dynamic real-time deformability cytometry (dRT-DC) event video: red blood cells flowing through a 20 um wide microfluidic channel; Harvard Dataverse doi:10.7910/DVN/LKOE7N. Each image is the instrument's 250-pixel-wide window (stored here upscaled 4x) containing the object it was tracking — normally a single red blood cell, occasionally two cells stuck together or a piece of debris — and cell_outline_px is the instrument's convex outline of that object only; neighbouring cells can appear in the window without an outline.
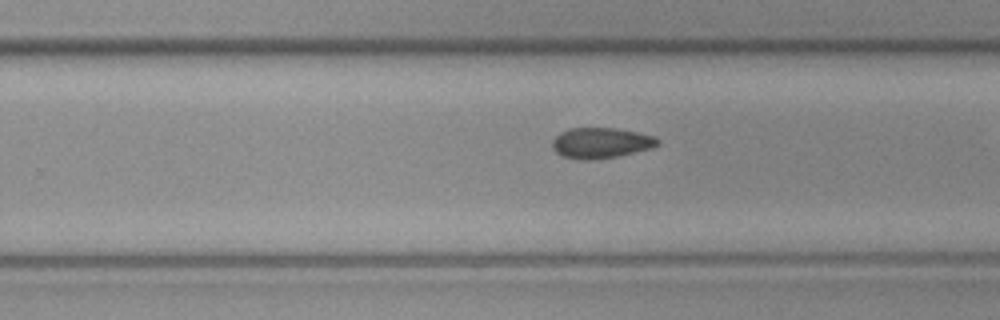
{"species": "common noctule bat (a hibernating species)", "species_latin": "Nyctalus noctula", "temperature_condition": "cold", "stored_images_in_passage": 17, "camera_frame_rate_fps": 3000, "um_per_image_px": 0.085, "animal": {"sex": "female", "body_mass_g": 19.3, "forearm_length_mm": 54.1}, "frame": {"image": 1, "passage_image": 15, "time_ms": 4.667, "image_size_px": [1000, 320], "cell_outline_px": [[660, 144], [652, 148], [616, 156], [588, 160], [580, 160], [560, 156], [552, 148], [552, 140], [560, 132], [568, 128], [616, 128], [656, 136], [660, 140]], "centroid_in_image_um": [51.06, 12.14], "position_along_channel_um": 278.7, "area_um2": 18.9}}